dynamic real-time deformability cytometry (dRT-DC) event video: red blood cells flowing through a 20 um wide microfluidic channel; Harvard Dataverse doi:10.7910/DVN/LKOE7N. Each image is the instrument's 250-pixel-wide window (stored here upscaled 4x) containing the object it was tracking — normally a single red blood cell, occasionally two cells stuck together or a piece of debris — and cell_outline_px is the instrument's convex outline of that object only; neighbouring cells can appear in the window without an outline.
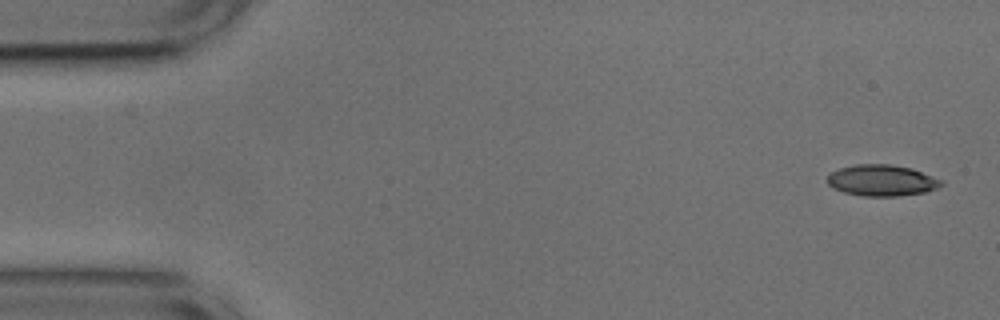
{"species": "common noctule bat (a hibernating species)", "species_latin": "Nyctalus noctula", "temperature_condition": "cold", "stored_images_in_passage": 51, "camera_frame_rate_fps": 3000, "um_per_image_px": 0.085, "animal": {"sex": "male", "body_mass_g": 17.9, "forearm_length_mm": 54.2}, "frame": {"image": 1, "passage_image": 1, "time_ms": 0.0, "image_size_px": [1000, 320], "cell_outline_px": [[944, 184], [936, 188], [924, 192], [900, 196], [864, 196], [844, 192], [832, 188], [828, 184], [828, 176], [832, 172], [840, 168], [856, 164], [888, 164], [912, 168], [944, 180]], "centroid_in_image_um": [74.98, 15.33], "position_along_channel_um": 10.0, "area_um2": 20.75}}
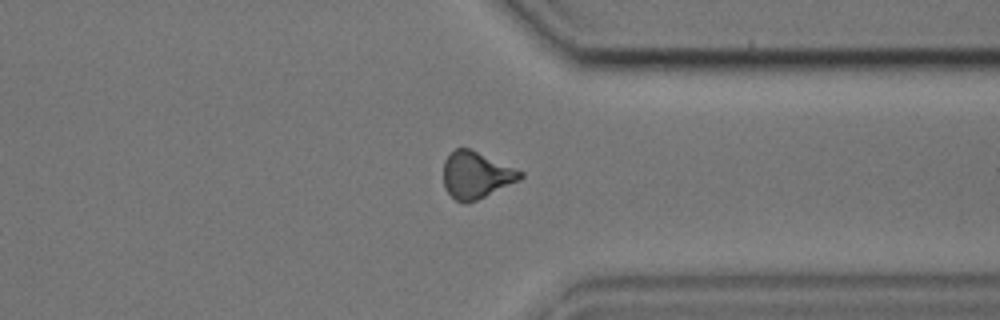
{"frame": {"image": 2, "passage_image": 39, "time_ms": 12.667, "image_size_px": [1000, 320], "cell_outline_px": [[524, 176], [520, 180], [476, 200], [464, 204], [456, 200], [444, 188], [444, 160], [456, 148], [472, 148], [524, 172]], "centroid_in_image_um": [40.48, 14.86], "position_along_channel_um": 370.9, "area_um2": 20.98}}
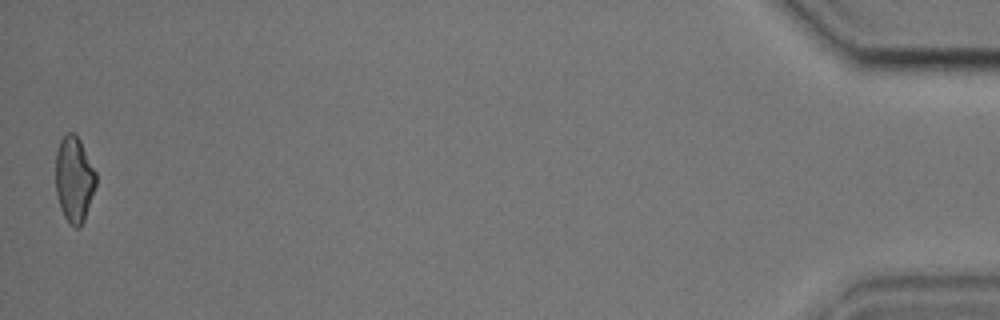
{"frame": {"image": 3, "passage_image": 51, "time_ms": 16.667, "image_size_px": [1000, 320], "cell_outline_px": [[96, 184], [84, 220], [80, 228], [76, 228], [68, 224], [60, 208], [56, 192], [56, 152], [60, 140], [68, 132], [72, 132], [80, 140], [96, 172]], "centroid_in_image_um": [6.29, 15.27], "position_along_channel_um": 428.9, "area_um2": 20.11}, "authors_computed_cell_mechanics": {"area_um2": 21.1548, "velocity_mm_per_s": 3.77, "shape_relaxation_time_tau1_ms": 3.7104, "shape_relaxation_time_tau2_ms": 2.7036, "deformation_change_tau1": 0.1233, "deformation_change_tau2": 0.0887}}